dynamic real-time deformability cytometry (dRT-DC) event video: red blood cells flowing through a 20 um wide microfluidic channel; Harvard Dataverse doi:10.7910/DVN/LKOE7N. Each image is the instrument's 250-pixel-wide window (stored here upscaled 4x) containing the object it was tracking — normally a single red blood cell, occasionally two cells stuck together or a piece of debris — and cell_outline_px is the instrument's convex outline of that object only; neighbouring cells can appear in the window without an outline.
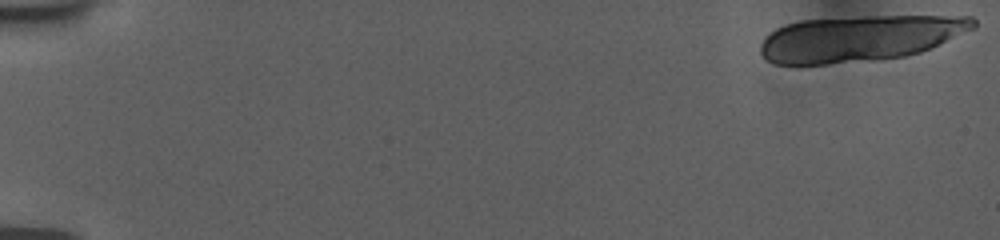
{"species": "human", "species_latin": "Homo sapiens", "temperature_condition": "room temperature", "stored_images_in_passage": 21, "camera_frame_rate_fps": 3000, "um_per_image_px": 0.085, "donor": {"sex": "female"}, "frame": {"image": 1, "passage_image": 1, "time_ms": 0.0, "image_size_px": [1000, 240], "cell_outline_px": [[976, 28], [920, 52], [904, 56], [876, 60], [828, 64], [776, 64], [768, 60], [760, 52], [760, 44], [776, 28], [800, 20], [864, 16], [972, 16], [976, 20]], "centroid_in_image_um": [73.1, 3.25], "position_along_channel_um": 11.9, "area_um2": 56.88}}